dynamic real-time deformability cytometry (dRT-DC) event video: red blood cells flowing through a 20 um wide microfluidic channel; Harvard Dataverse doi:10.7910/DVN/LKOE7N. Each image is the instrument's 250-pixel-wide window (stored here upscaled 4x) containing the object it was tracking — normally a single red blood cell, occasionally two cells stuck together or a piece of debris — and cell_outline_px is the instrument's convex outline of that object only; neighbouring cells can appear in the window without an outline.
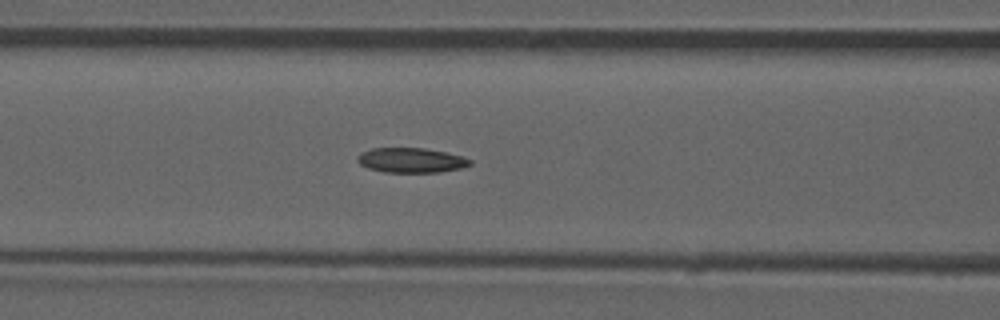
{"species": "common noctule bat (a hibernating species)", "species_latin": "Nyctalus noctula", "temperature_condition": "room temperature", "stored_images_in_passage": 47, "camera_frame_rate_fps": 3000, "um_per_image_px": 0.085, "animal": {"sex": "male", "forearm_length_mm": 52.5}, "frame": {"image": 1, "passage_image": 21, "time_ms": 6.667, "image_size_px": [1000, 320], "cell_outline_px": [[472, 164], [460, 168], [440, 172], [384, 172], [368, 168], [360, 164], [356, 160], [356, 156], [360, 152], [372, 148], [424, 148], [444, 152], [460, 156], [472, 160]], "centroid_in_image_um": [34.89, 13.62], "position_along_channel_um": 131.7, "area_um2": 16.24}, "authors_computed_cell_mechanics": {"area_um2": 16.8776, "velocity_mm_per_s": 3.8631, "shape_relaxation_time_tau1_ms": null, "shape_relaxation_time_tau2_ms": 8.892, "deformation_change_tau1": null, "deformation_change_tau2": 0.1835}}